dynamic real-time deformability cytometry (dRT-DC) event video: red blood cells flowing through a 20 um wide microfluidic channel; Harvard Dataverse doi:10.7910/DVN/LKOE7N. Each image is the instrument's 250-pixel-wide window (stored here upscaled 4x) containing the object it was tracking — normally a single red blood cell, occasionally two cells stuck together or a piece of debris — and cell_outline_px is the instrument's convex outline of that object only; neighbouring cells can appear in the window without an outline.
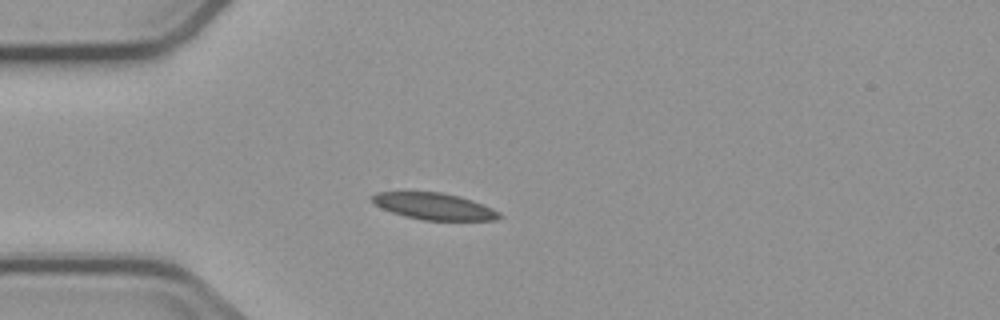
{"species": "common noctule bat (a hibernating species)", "species_latin": "Nyctalus noctula", "temperature_condition": "cold", "stored_images_in_passage": 1, "camera_frame_rate_fps": 3000, "um_per_image_px": 0.085, "animal": {"sex": "male", "body_mass_g": 23.1, "forearm_length_mm": 52.7}, "frame": {"image": 1, "passage_image": 1, "time_ms": 0.0, "image_size_px": [1000, 320], "cell_outline_px": [[504, 216], [496, 220], [424, 220], [404, 216], [392, 212], [376, 204], [368, 196], [376, 192], [440, 192], [460, 196], [472, 200], [492, 208], [500, 212]], "centroid_in_image_um": [36.92, 17.53], "position_along_channel_um": 48.1, "area_um2": 19.71}}